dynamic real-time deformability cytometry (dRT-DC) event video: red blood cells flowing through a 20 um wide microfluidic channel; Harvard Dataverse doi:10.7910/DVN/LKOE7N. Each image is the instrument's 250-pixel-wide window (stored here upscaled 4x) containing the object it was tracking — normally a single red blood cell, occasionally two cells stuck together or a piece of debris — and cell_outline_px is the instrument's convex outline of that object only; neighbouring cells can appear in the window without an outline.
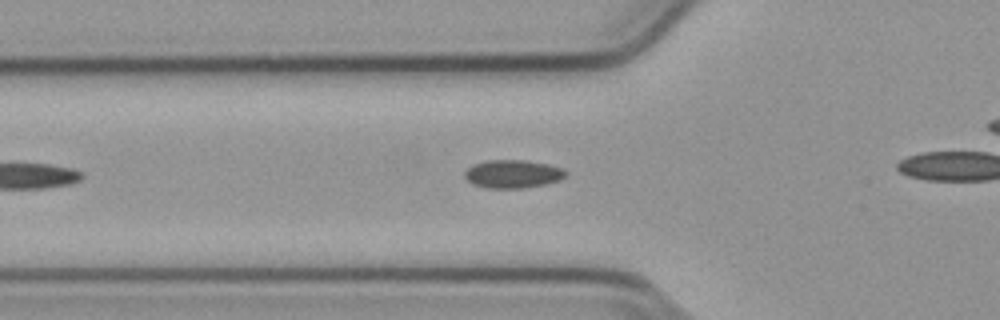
{"species": "common noctule bat (a hibernating species)", "species_latin": "Nyctalus noctula", "temperature_condition": "cold", "stored_images_in_passage": 34, "camera_frame_rate_fps": 3000, "um_per_image_px": 0.085, "animal": {"sex": "male", "body_mass_g": 23.1, "forearm_length_mm": 52.7}, "frame": {"image": 1, "passage_image": 9, "time_ms": 2.667, "image_size_px": [1000, 320], "cell_outline_px": [[568, 172], [560, 180], [548, 184], [524, 188], [488, 188], [472, 184], [464, 176], [464, 172], [472, 164], [488, 160], [524, 160], [548, 164], [564, 168]], "centroid_in_image_um": [43.6, 14.79], "position_along_channel_um": 82.2, "area_um2": 16.76}}
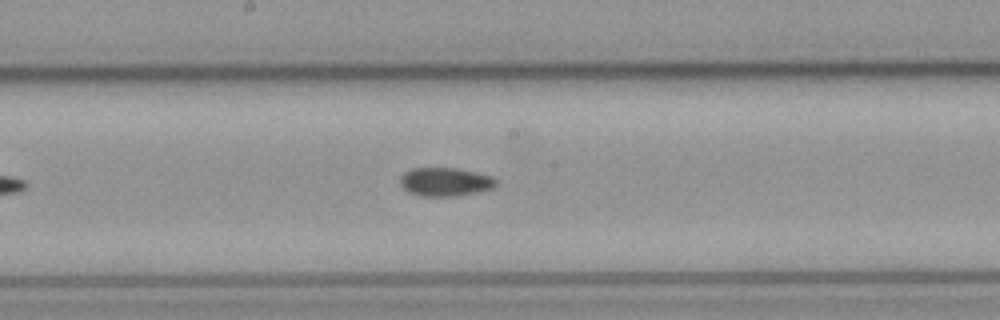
{"frame": {"image": 2, "passage_image": 19, "time_ms": 6.0, "image_size_px": [1000, 320], "cell_outline_px": [[500, 184], [492, 188], [476, 192], [456, 196], [420, 196], [408, 192], [400, 184], [400, 176], [404, 172], [412, 168], [456, 168], [476, 172], [492, 176], [500, 180]], "centroid_in_image_um": [37.87, 15.45], "position_along_channel_um": 210.3, "area_um2": 16.18}}
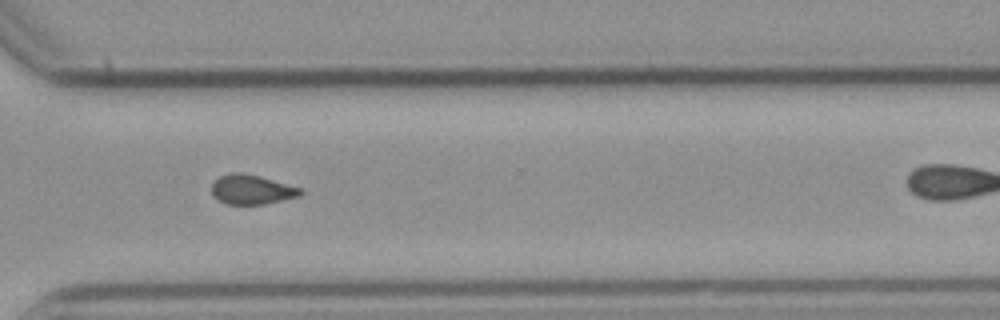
{"frame": {"image": 3, "passage_image": 30, "time_ms": 9.667, "image_size_px": [1000, 320], "cell_outline_px": [[304, 192], [300, 196], [264, 204], [228, 204], [212, 196], [212, 184], [220, 176], [232, 172], [240, 172], [260, 176], [304, 188]], "centroid_in_image_um": [21.44, 16.1], "position_along_channel_um": 349.2, "area_um2": 15.37}}